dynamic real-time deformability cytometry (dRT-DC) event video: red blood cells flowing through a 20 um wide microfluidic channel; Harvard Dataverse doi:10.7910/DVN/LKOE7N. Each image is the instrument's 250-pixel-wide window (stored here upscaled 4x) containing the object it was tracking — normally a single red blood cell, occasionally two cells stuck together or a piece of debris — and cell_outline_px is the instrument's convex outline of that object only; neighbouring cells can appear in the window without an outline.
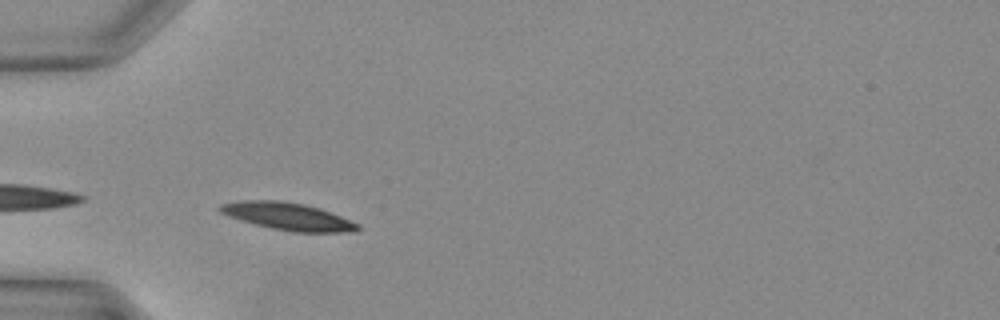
{"species": "Egyptian fruit bat (a non-hibernating species)", "species_latin": "Rousettus aegyptiacus", "temperature_condition": "warm", "stored_images_in_passage": 4, "camera_frame_rate_fps": 3000, "um_per_image_px": 0.085, "animal": {"sex": "female"}, "frame": {"image": 1, "passage_image": 1, "time_ms": 0.0, "image_size_px": [1000, 320], "cell_outline_px": [[360, 228], [352, 232], [292, 232], [272, 228], [240, 220], [228, 216], [220, 212], [220, 204], [240, 200], [280, 200], [304, 204], [320, 208], [360, 224]], "centroid_in_image_um": [24.47, 18.39], "position_along_channel_um": 60.5, "area_um2": 21.91}}